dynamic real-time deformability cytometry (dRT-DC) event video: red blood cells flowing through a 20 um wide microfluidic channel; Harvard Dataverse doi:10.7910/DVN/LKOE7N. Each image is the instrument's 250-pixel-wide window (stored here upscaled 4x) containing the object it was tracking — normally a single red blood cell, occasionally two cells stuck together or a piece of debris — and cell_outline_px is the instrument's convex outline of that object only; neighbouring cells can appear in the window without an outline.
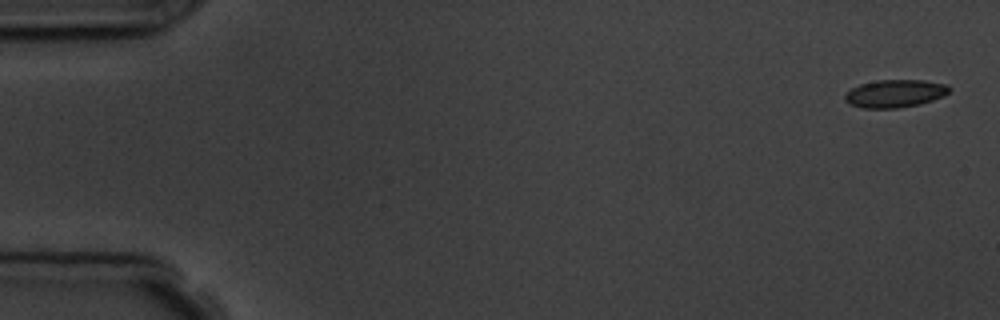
{"species": "common noctule bat (a hibernating species)", "species_latin": "Nyctalus noctula", "temperature_condition": "room temperature", "stored_images_in_passage": 5, "camera_frame_rate_fps": 3000, "um_per_image_px": 0.085, "animal": {"sex": "male", "body_mass_g": 19.5, "forearm_length_mm": 54.6}, "frame": {"image": 1, "passage_image": 1, "time_ms": 0.0, "image_size_px": [1000, 320], "cell_outline_px": [[952, 88], [944, 96], [920, 104], [896, 108], [864, 108], [848, 104], [844, 100], [844, 96], [852, 88], [860, 84], [880, 80], [924, 80], [948, 84]], "centroid_in_image_um": [76.1, 7.95], "position_along_channel_um": 8.9, "area_um2": 16.94}}
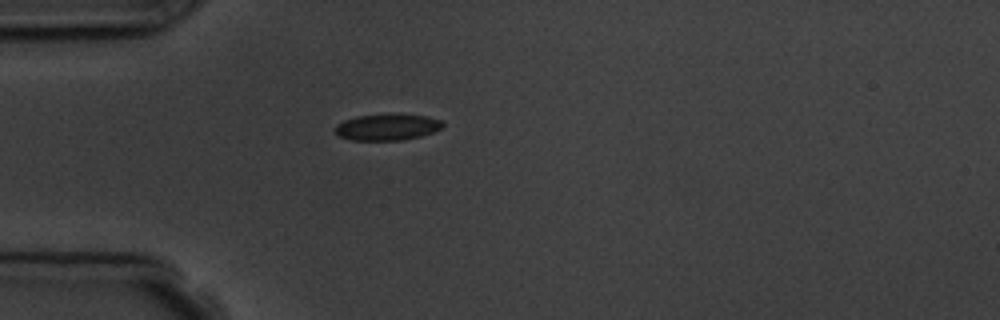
{"frame": {"image": 2, "passage_image": 5, "time_ms": 4.667, "image_size_px": [1000, 320], "cell_outline_px": [[444, 124], [440, 128], [432, 132], [420, 136], [400, 140], [352, 140], [340, 136], [332, 132], [336, 124], [344, 120], [356, 116], [392, 112], [428, 116], [444, 120]], "centroid_in_image_um": [32.9, 10.76], "position_along_channel_um": 52.1, "area_um2": 17.05}}